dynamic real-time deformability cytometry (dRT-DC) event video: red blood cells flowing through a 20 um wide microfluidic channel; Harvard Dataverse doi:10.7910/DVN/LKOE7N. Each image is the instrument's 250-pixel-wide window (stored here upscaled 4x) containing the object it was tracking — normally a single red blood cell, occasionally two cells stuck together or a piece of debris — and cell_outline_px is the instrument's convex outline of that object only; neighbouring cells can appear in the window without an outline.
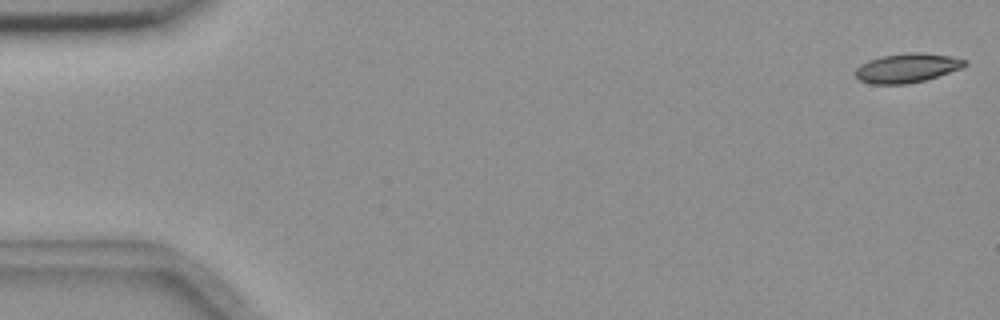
{"species": "common noctule bat (a hibernating species)", "species_latin": "Nyctalus noctula", "temperature_condition": "room temperature", "stored_images_in_passage": 20, "camera_frame_rate_fps": 3000, "um_per_image_px": 0.085, "animal": {"sex": "female", "body_mass_g": 18.4}, "frame": {"image": 1, "passage_image": 1, "time_ms": 0.0, "image_size_px": [1000, 320], "cell_outline_px": [[968, 64], [960, 68], [924, 80], [908, 84], [872, 84], [860, 80], [856, 76], [856, 68], [860, 64], [868, 60], [880, 56], [908, 52], [920, 52], [952, 56], [968, 60]], "centroid_in_image_um": [77.09, 5.76], "position_along_channel_um": 7.9, "area_um2": 18.61}}
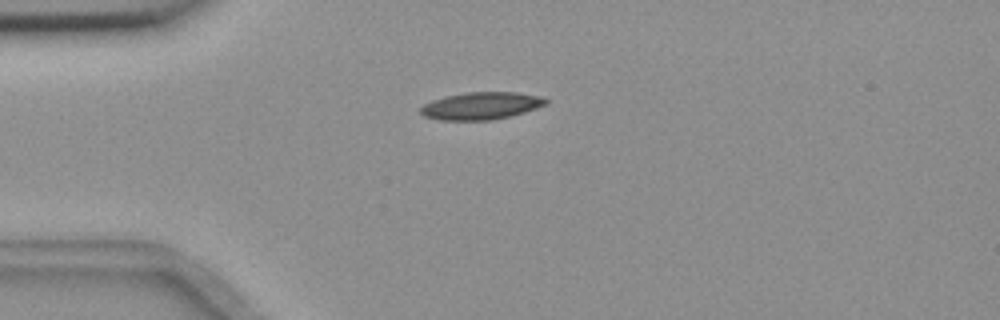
{"frame": {"image": 2, "passage_image": 14, "time_ms": 4.333, "image_size_px": [1000, 320], "cell_outline_px": [[548, 104], [524, 112], [492, 120], [440, 120], [424, 116], [420, 112], [420, 108], [424, 104], [432, 100], [444, 96], [468, 92], [516, 92], [540, 96], [548, 100]], "centroid_in_image_um": [40.89, 8.99], "position_along_channel_um": 44.1, "area_um2": 19.94}}